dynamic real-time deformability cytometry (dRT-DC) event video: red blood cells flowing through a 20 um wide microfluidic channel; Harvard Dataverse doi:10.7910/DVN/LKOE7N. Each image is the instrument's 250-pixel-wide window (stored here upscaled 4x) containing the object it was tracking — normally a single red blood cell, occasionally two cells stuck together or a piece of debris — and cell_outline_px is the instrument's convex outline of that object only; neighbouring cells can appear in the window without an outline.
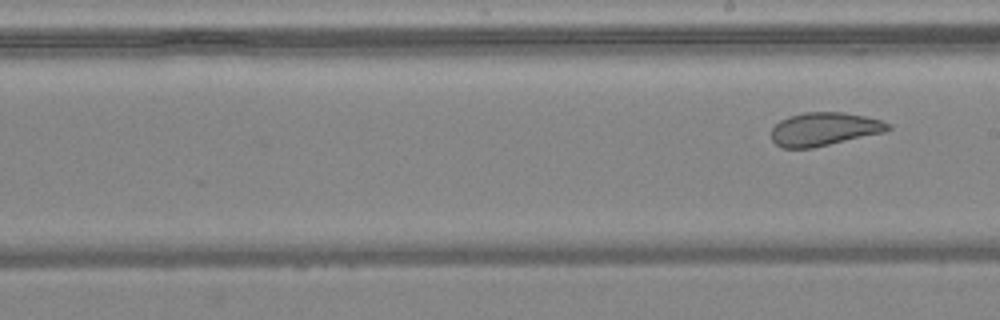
{"species": "common noctule bat (a hibernating species)", "species_latin": "Nyctalus noctula", "temperature_condition": "warm", "stored_images_in_passage": 10, "segment_of_instrument_passage": [2, 2], "camera_frame_rate_fps": 3000, "um_per_image_px": 0.085, "animal": {"sex": "female", "body_mass_g": 24.6, "forearm_length_mm": 56.2}, "frame": {"image": 1, "passage_image": 10, "time_ms": 3.0, "image_size_px": [1000, 320], "cell_outline_px": [[892, 128], [888, 132], [812, 148], [780, 148], [772, 140], [772, 128], [780, 120], [788, 116], [804, 112], [844, 112], [864, 116], [880, 120], [892, 124]], "centroid_in_image_um": [70.09, 10.97], "position_along_channel_um": 218.9, "area_um2": 22.95}}